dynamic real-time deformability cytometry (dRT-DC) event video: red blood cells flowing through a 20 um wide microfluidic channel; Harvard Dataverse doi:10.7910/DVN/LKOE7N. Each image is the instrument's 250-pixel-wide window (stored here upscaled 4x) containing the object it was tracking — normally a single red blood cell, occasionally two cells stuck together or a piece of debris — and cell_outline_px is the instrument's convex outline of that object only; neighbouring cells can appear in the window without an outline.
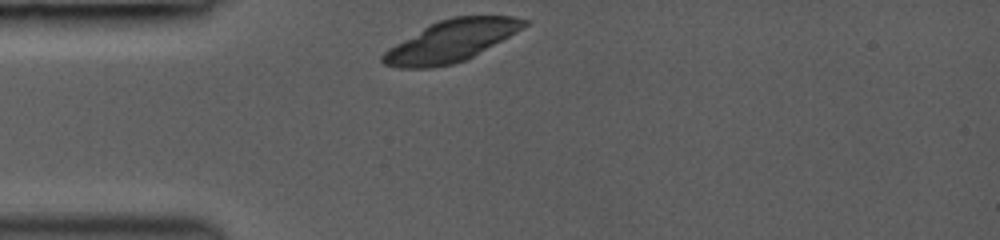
{"species": "common noctule bat (a hibernating species)", "species_latin": "Nyctalus noctula", "temperature_condition": "room temperature", "stored_images_in_passage": 5, "camera_frame_rate_fps": 3000, "um_per_image_px": 0.085, "animal": {"sex": "female", "body_mass_g": 19.0, "forearm_length_mm": 53.3}, "frame": {"image": 1, "passage_image": 1, "time_ms": 0.0, "image_size_px": [1000, 240], "cell_outline_px": [[532, 24], [472, 56], [464, 60], [452, 64], [432, 68], [400, 68], [384, 64], [380, 60], [380, 56], [388, 48], [428, 24], [452, 16], [512, 16], [532, 20]], "centroid_in_image_um": [38.36, 3.46], "position_along_channel_um": 46.6, "area_um2": 34.33}}